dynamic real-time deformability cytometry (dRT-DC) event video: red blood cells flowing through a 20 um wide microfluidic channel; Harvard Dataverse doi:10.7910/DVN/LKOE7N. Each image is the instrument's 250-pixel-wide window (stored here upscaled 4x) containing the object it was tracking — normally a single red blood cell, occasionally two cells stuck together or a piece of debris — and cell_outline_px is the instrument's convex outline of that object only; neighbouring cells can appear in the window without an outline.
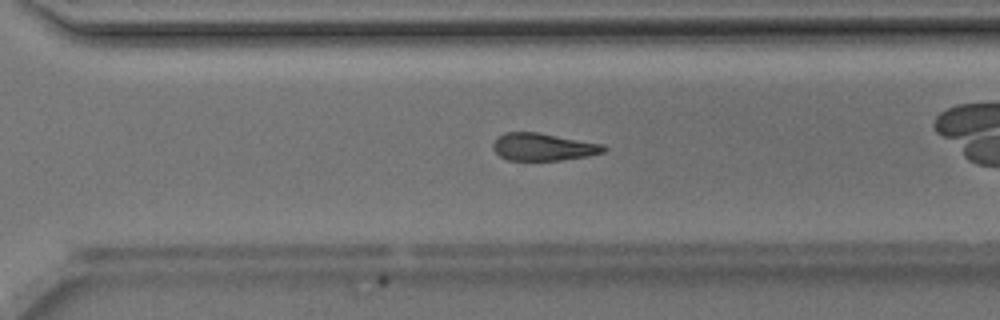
{"species": "Egyptian fruit bat (a non-hibernating species)", "species_latin": "Rousettus aegyptiacus", "temperature_condition": "room temperature", "stored_images_in_passage": 36, "camera_frame_rate_fps": 3000, "um_per_image_px": 0.085, "animal": {"sex": "male"}, "frame": {"image": 1, "passage_image": 21, "time_ms": 6.667, "image_size_px": [1000, 320], "cell_outline_px": [[608, 148], [604, 152], [588, 156], [560, 160], [508, 160], [500, 156], [492, 148], [492, 144], [496, 136], [504, 132], [536, 132], [604, 144]], "centroid_in_image_um": [46.15, 12.48], "position_along_channel_um": 324.5, "area_um2": 17.8}, "authors_computed_cell_mechanics": {"area_um2": 18.7561, "velocity_mm_per_s": 4.2218, "shape_relaxation_time_tau1_ms": 2.8136, "shape_relaxation_time_tau2_ms": 4.3982, "deformation_change_tau1": 0.1037, "deformation_change_tau2": 0.13}}